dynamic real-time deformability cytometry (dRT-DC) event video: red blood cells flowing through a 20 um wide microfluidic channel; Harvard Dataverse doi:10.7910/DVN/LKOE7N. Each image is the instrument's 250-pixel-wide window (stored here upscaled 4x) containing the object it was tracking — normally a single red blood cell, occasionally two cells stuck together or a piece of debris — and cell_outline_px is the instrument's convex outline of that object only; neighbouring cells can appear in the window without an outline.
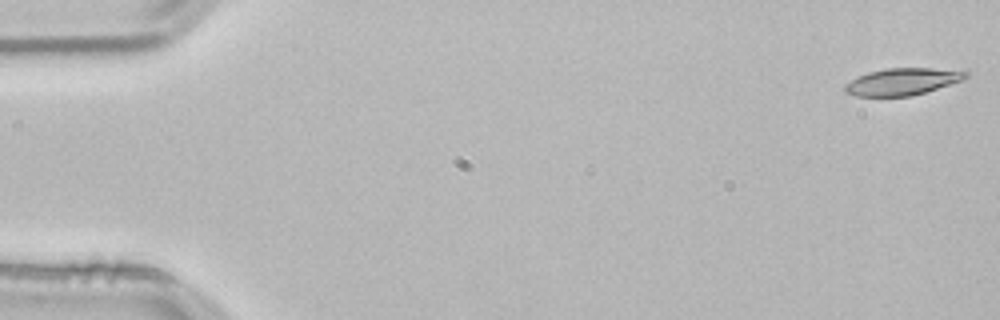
{"species": "common noctule bat (a hibernating species)", "species_latin": "Nyctalus noctula", "temperature_condition": "room temperature", "stored_images_in_passage": 13, "camera_frame_rate_fps": 3000, "um_per_image_px": 0.085, "animal": {"sex": "male", "body_mass_g": 21.5, "forearm_length_mm": 52.0}, "frame": {"image": 1, "passage_image": 1, "time_ms": 0.0, "image_size_px": [1000, 320], "cell_outline_px": [[968, 76], [964, 80], [924, 92], [908, 96], [856, 96], [844, 92], [844, 84], [868, 72], [888, 68], [928, 68], [968, 72]], "centroid_in_image_um": [76.67, 6.94], "position_along_channel_um": 8.3, "area_um2": 18.67}}
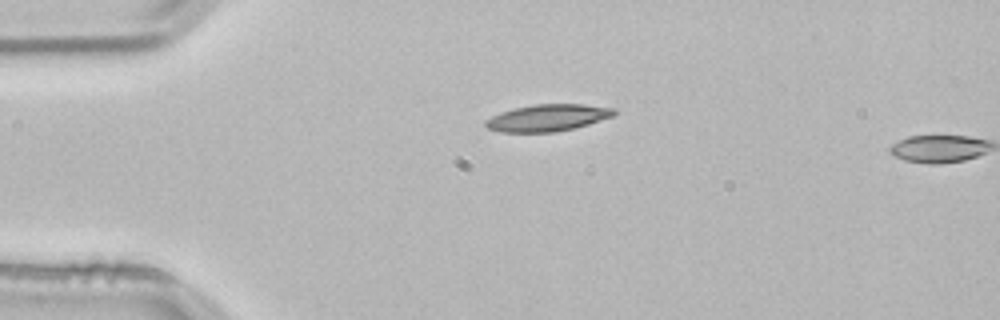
{"frame": {"image": 2, "passage_image": 12, "time_ms": 3.667, "image_size_px": [1000, 320], "cell_outline_px": [[616, 112], [612, 116], [576, 128], [556, 132], [500, 132], [488, 128], [484, 124], [484, 120], [500, 112], [532, 104], [584, 104], [616, 108]], "centroid_in_image_um": [46.54, 10.01], "position_along_channel_um": 38.5, "area_um2": 20.17}}